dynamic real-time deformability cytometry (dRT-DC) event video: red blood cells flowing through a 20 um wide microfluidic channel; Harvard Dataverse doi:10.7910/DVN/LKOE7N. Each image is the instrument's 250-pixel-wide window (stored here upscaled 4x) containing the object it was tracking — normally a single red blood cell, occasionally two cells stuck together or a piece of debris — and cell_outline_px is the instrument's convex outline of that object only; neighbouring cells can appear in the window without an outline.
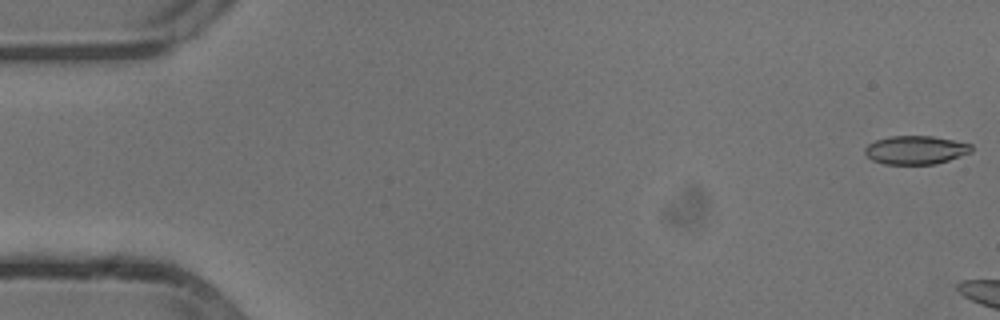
{"species": "common noctule bat (a hibernating species)", "species_latin": "Nyctalus noctula", "temperature_condition": "cold", "stored_images_in_passage": 15, "camera_frame_rate_fps": 3000, "um_per_image_px": 0.085, "animal": {"sex": "male", "body_mass_g": 13.3}, "frame": {"image": 1, "passage_image": 1, "time_ms": 0.0, "image_size_px": [1000, 320], "cell_outline_px": [[972, 152], [936, 164], [884, 164], [872, 160], [864, 152], [864, 148], [868, 144], [876, 140], [892, 136], [932, 136], [972, 144]], "centroid_in_image_um": [77.83, 12.75], "position_along_channel_um": 7.2, "area_um2": 17.63}}